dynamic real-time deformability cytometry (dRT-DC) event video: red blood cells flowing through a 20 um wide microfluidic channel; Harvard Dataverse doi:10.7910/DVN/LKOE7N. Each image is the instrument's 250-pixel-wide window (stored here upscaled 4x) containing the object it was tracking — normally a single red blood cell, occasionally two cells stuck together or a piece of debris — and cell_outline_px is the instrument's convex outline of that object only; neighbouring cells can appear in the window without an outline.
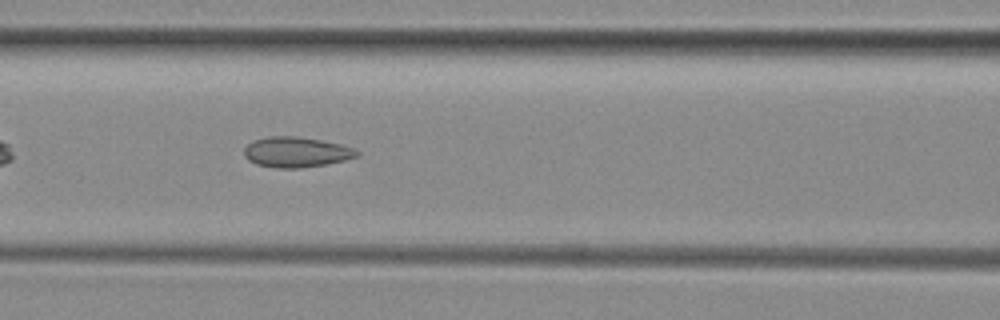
{"species": "common noctule bat (a hibernating species)", "species_latin": "Nyctalus noctula", "temperature_condition": "room temperature", "stored_images_in_passage": 39, "camera_frame_rate_fps": 3000, "um_per_image_px": 0.085, "animal": {"sex": "female", "body_mass_g": 29.2, "forearm_length_mm": 56.3}, "frame": {"image": 1, "passage_image": 9, "time_ms": 2.667, "image_size_px": [1000, 320], "cell_outline_px": [[360, 156], [344, 160], [324, 164], [300, 168], [276, 168], [256, 164], [248, 160], [244, 156], [244, 148], [248, 144], [256, 140], [272, 136], [296, 136], [320, 140], [340, 144], [352, 148], [360, 152]], "centroid_in_image_um": [25.18, 12.93], "position_along_channel_um": 141.4, "area_um2": 19.77}}
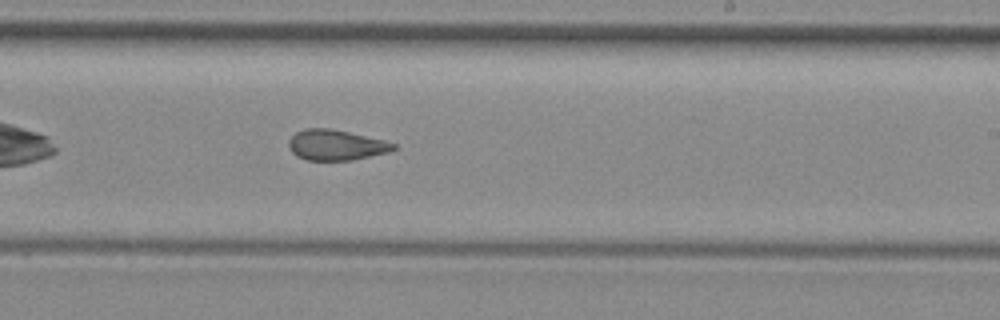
{"frame": {"image": 2, "passage_image": 18, "time_ms": 5.667, "image_size_px": [1000, 320], "cell_outline_px": [[396, 148], [392, 152], [352, 160], [308, 160], [296, 156], [288, 148], [288, 140], [296, 132], [304, 128], [328, 128], [348, 132], [384, 140], [396, 144]], "centroid_in_image_um": [28.56, 12.33], "position_along_channel_um": 260.4, "area_um2": 18.73}}
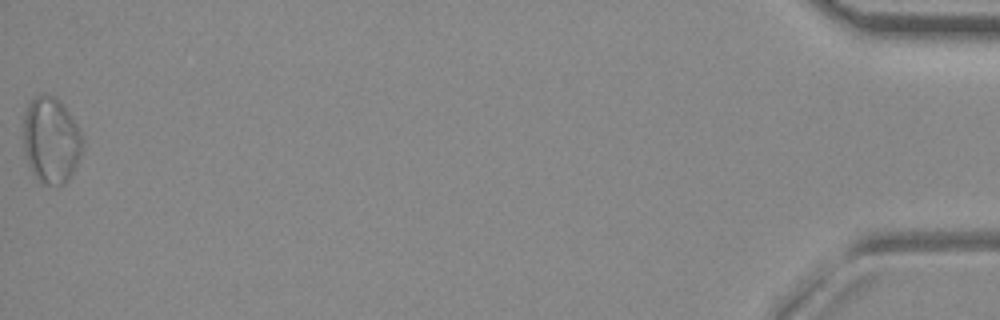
{"frame": {"image": 3, "passage_image": 39, "time_ms": 12.667, "image_size_px": [1000, 320], "cell_outline_px": [[84, 140], [80, 156], [68, 180], [64, 184], [56, 188], [40, 184], [32, 172], [28, 164], [24, 152], [24, 120], [28, 104], [36, 96], [52, 96], [68, 112], [76, 124]], "centroid_in_image_um": [4.33, 12.02], "position_along_channel_um": 430.9, "area_um2": 29.48}, "authors_computed_cell_mechanics": {"area_um2": 19.8254, "velocity_mm_per_s": 3.9744, "shape_relaxation_time_tau1_ms": null, "shape_relaxation_time_tau2_ms": 2.4243, "deformation_change_tau1": null, "deformation_change_tau2": 0.1044}}